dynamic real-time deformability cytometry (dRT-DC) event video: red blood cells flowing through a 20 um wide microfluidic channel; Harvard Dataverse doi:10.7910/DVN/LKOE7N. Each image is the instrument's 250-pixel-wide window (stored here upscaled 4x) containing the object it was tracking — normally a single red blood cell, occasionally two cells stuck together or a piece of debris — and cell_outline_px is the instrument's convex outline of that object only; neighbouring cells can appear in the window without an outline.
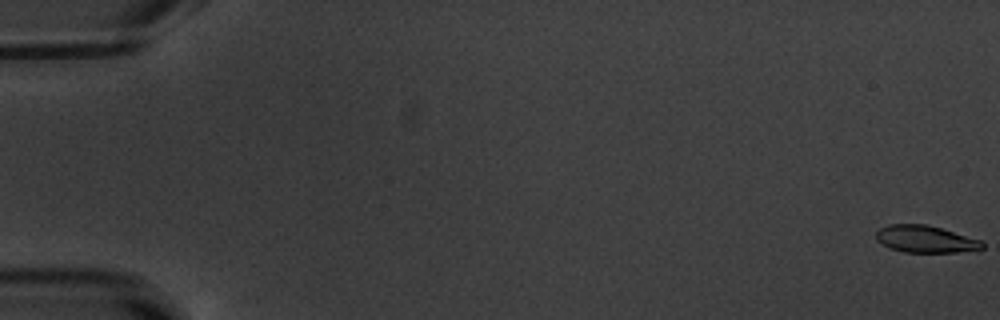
{"species": "common noctule bat (a hibernating species)", "species_latin": "Nyctalus noctula", "temperature_condition": "warm", "stored_images_in_passage": 17, "camera_frame_rate_fps": 3000, "um_per_image_px": 0.085, "animal": {"sex": "male", "body_mass_g": 20.1, "forearm_length_mm": 53.5}, "frame": {"image": 1, "passage_image": 1, "time_ms": 0.0, "image_size_px": [1000, 320], "cell_outline_px": [[984, 248], [956, 252], [904, 252], [892, 248], [876, 240], [876, 232], [880, 228], [888, 224], [928, 224], [980, 240], [984, 244]], "centroid_in_image_um": [78.64, 20.31], "position_along_channel_um": 6.4, "area_um2": 16.53}}